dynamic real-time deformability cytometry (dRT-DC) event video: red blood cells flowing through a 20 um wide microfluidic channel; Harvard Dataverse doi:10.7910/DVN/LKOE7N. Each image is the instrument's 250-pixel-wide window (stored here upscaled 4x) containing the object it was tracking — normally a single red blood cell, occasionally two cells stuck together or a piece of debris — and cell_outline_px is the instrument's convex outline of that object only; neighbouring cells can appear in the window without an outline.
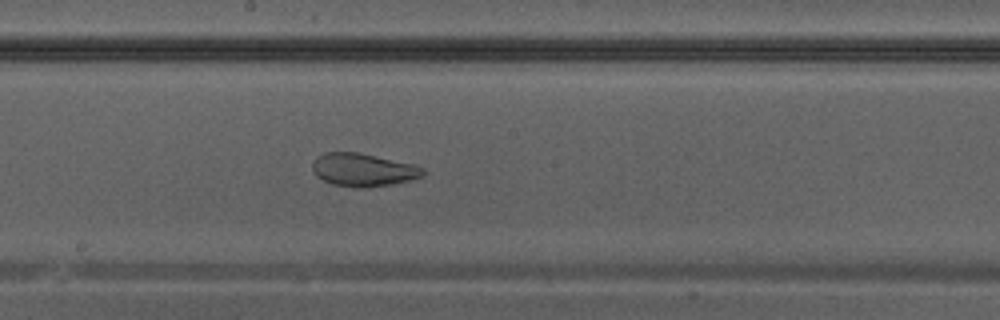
{"species": "Egyptian fruit bat (a non-hibernating species)", "species_latin": "Rousettus aegyptiacus", "temperature_condition": "warm", "stored_images_in_passage": 33, "camera_frame_rate_fps": 3000, "um_per_image_px": 0.085, "animal": {"sex": "male"}, "frame": {"image": 1, "passage_image": 15, "time_ms": 4.667, "image_size_px": [1000, 320], "cell_outline_px": [[424, 176], [392, 184], [364, 188], [360, 188], [332, 184], [316, 176], [312, 168], [312, 160], [316, 156], [324, 152], [356, 152], [412, 164], [424, 168]], "centroid_in_image_um": [30.82, 14.43], "position_along_channel_um": 217.4, "area_um2": 21.15}}